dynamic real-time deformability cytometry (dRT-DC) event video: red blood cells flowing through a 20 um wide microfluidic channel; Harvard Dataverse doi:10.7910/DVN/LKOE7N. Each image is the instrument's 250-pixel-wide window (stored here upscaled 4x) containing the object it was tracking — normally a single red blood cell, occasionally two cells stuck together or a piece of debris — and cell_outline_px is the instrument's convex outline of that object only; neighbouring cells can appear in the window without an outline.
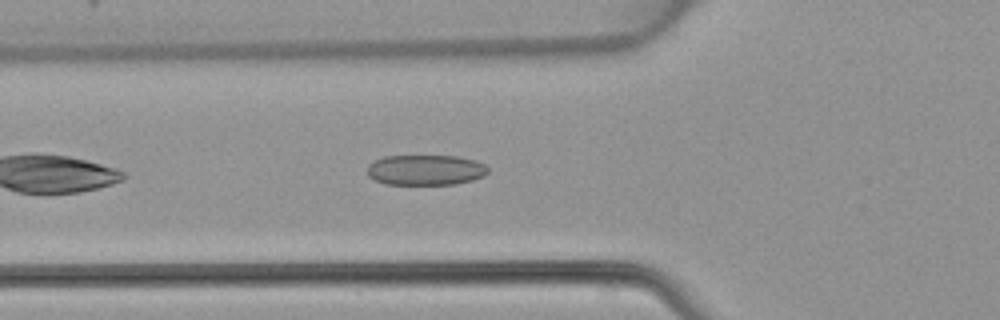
{"species": "common noctule bat (a hibernating species)", "species_latin": "Nyctalus noctula", "temperature_condition": "warm", "stored_images_in_passage": 35, "camera_frame_rate_fps": 3000, "um_per_image_px": 0.085, "animal": {"sex": "female", "body_mass_g": 22.7, "forearm_length_mm": 54.2}, "frame": {"image": 1, "passage_image": 5, "time_ms": 1.333, "image_size_px": [1000, 320], "cell_outline_px": [[488, 172], [484, 176], [472, 180], [456, 184], [384, 184], [368, 176], [368, 164], [384, 156], [456, 156], [476, 160], [484, 164], [488, 168]], "centroid_in_image_um": [36.19, 14.45], "position_along_channel_um": 89.6, "area_um2": 21.39}}
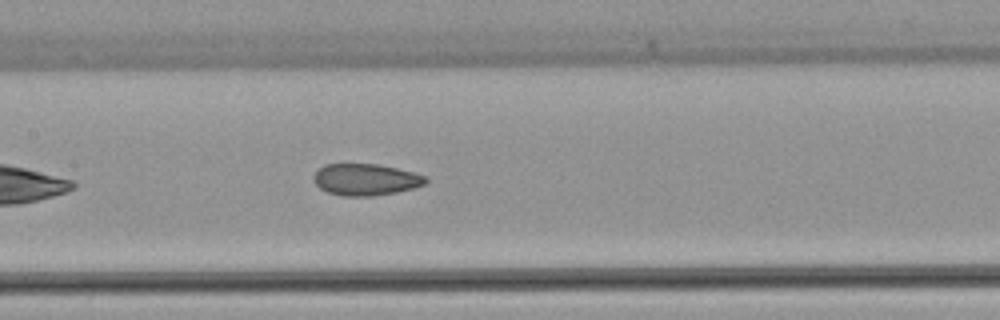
{"frame": {"image": 2, "passage_image": 11, "time_ms": 3.333, "image_size_px": [1000, 320], "cell_outline_px": [[428, 180], [424, 184], [412, 188], [396, 192], [372, 196], [344, 196], [328, 192], [320, 188], [312, 180], [312, 176], [324, 164], [380, 164], [428, 176]], "centroid_in_image_um": [31.07, 15.26], "position_along_channel_um": 176.3, "area_um2": 20.63}}
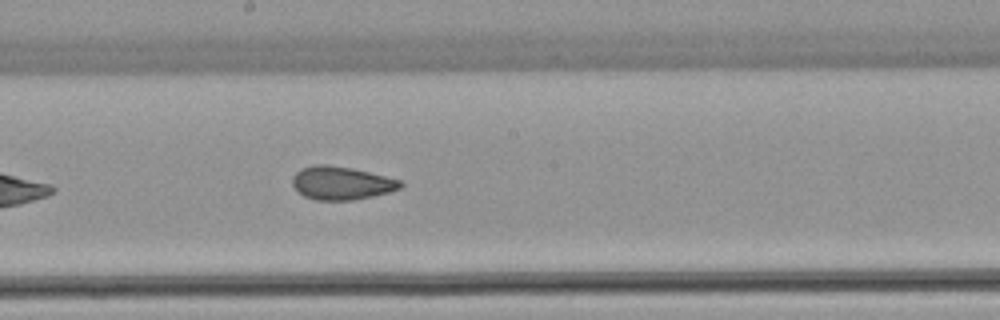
{"frame": {"image": 3, "passage_image": 14, "time_ms": 4.333, "image_size_px": [1000, 320], "cell_outline_px": [[404, 184], [400, 188], [388, 192], [372, 196], [352, 200], [316, 200], [304, 196], [296, 192], [292, 184], [292, 176], [300, 168], [316, 164], [328, 164], [352, 168], [400, 180]], "centroid_in_image_um": [28.96, 15.55], "position_along_channel_um": 219.2, "area_um2": 20.98}}